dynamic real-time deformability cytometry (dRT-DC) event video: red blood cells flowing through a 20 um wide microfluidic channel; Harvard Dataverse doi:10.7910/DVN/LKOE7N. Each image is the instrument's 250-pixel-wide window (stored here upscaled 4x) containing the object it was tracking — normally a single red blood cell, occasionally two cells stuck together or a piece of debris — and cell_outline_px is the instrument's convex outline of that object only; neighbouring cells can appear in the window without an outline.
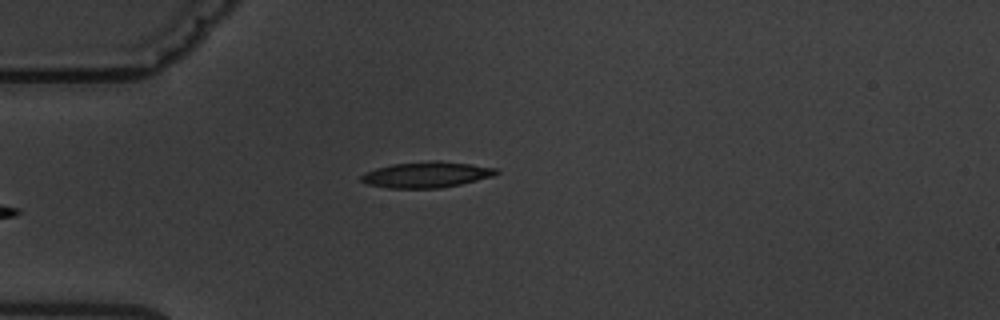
{"species": "common noctule bat (a hibernating species)", "species_latin": "Nyctalus noctula", "temperature_condition": "warm", "stored_images_in_passage": 4, "camera_frame_rate_fps": 3000, "um_per_image_px": 0.085, "animal": {"sex": "male", "body_mass_g": 19.5, "forearm_length_mm": 54.6}, "frame": {"image": 1, "passage_image": 4, "time_ms": 3.667, "image_size_px": [1000, 320], "cell_outline_px": [[500, 172], [492, 176], [460, 184], [440, 188], [388, 188], [368, 184], [360, 180], [360, 176], [364, 172], [376, 168], [392, 164], [432, 160], [440, 160], [472, 164], [496, 168]], "centroid_in_image_um": [36.23, 14.83], "position_along_channel_um": 48.8, "area_um2": 20.4}}